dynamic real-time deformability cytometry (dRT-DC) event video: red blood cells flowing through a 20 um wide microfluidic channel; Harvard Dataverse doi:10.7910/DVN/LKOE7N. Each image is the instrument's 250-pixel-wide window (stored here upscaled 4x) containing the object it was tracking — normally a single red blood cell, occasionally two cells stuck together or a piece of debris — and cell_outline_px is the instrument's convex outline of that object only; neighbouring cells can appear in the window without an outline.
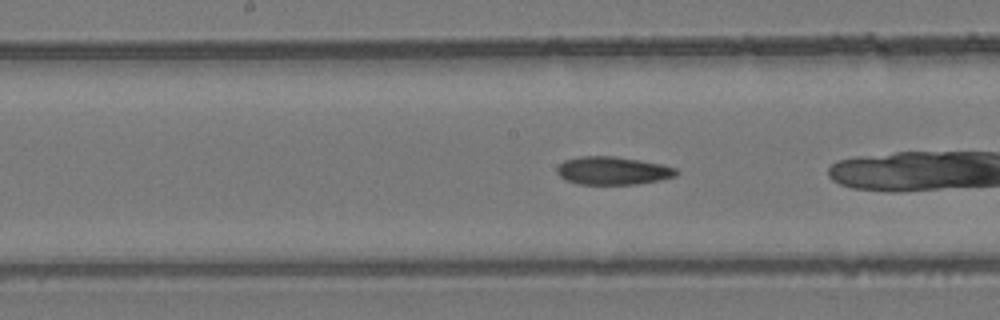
{"species": "common noctule bat (a hibernating species)", "species_latin": "Nyctalus noctula", "temperature_condition": "room temperature", "stored_images_in_passage": 45, "camera_frame_rate_fps": 3000, "um_per_image_px": 0.085, "animal": {"sex": "female", "body_mass_g": 24.6, "forearm_length_mm": 56.2}, "frame": {"image": 1, "passage_image": 20, "time_ms": 6.333, "image_size_px": [1000, 320], "cell_outline_px": [[680, 172], [676, 176], [660, 180], [636, 184], [576, 184], [564, 180], [556, 172], [556, 168], [564, 160], [580, 156], [612, 156], [664, 164], [676, 168]], "centroid_in_image_um": [52.08, 14.51], "position_along_channel_um": 196.1, "area_um2": 19.65}}
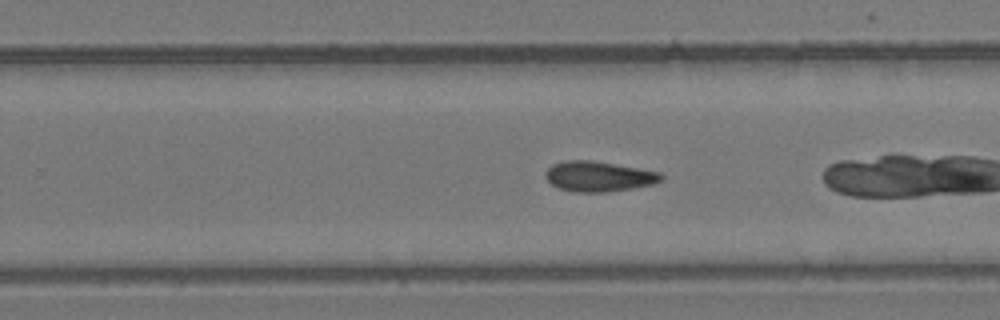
{"frame": {"image": 2, "passage_image": 26, "time_ms": 8.333, "image_size_px": [1000, 320], "cell_outline_px": [[664, 176], [660, 180], [652, 184], [632, 188], [608, 192], [576, 192], [560, 188], [552, 184], [544, 176], [544, 172], [552, 164], [564, 160], [592, 160], [660, 172]], "centroid_in_image_um": [50.85, 14.99], "position_along_channel_um": 278.9, "area_um2": 20.29}}
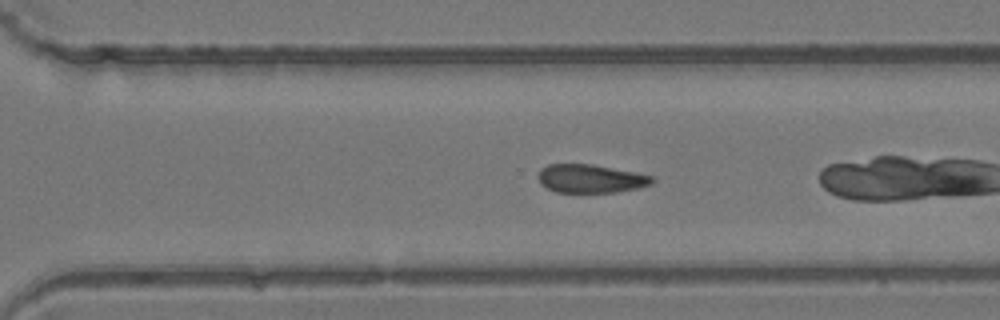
{"frame": {"image": 3, "passage_image": 29, "time_ms": 9.333, "image_size_px": [1000, 320], "cell_outline_px": [[656, 180], [652, 184], [636, 188], [616, 192], [556, 192], [544, 188], [540, 184], [540, 168], [548, 164], [592, 164], [636, 172], [652, 176]], "centroid_in_image_um": [50.2, 15.18], "position_along_channel_um": 320.4, "area_um2": 18.9}}